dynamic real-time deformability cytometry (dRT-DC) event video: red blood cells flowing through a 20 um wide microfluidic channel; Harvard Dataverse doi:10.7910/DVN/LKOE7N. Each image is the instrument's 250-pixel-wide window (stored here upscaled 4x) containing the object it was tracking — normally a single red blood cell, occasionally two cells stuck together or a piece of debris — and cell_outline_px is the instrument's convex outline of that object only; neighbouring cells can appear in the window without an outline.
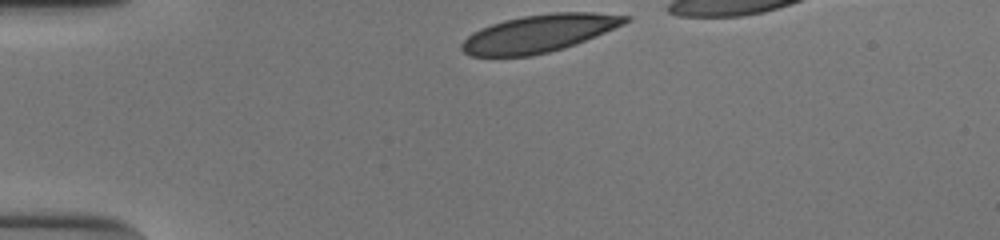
{"species": "human", "species_latin": "Homo sapiens", "temperature_condition": "cold", "stored_images_in_passage": 32, "camera_frame_rate_fps": 3000, "um_per_image_px": 0.085, "donor": {"sex": "male"}, "frame": {"image": 1, "passage_image": 1, "time_ms": 0.0, "image_size_px": [1000, 240], "cell_outline_px": [[632, 20], [624, 24], [596, 36], [576, 44], [564, 48], [532, 56], [472, 56], [464, 52], [460, 48], [460, 44], [472, 32], [480, 28], [504, 20], [524, 16], [552, 12], [592, 12], [632, 16]], "centroid_in_image_um": [45.84, 2.83], "position_along_channel_um": 39.2, "area_um2": 35.84}}
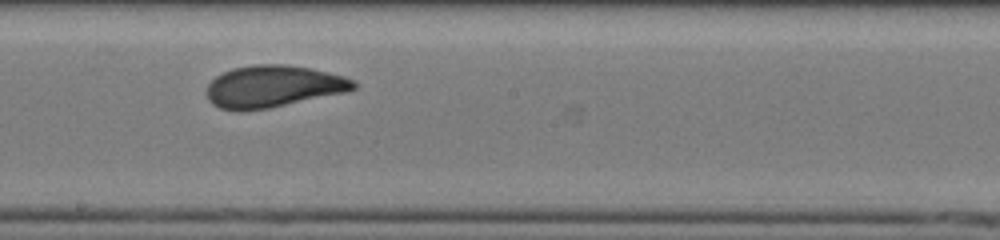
{"frame": {"image": 2, "passage_image": 19, "time_ms": 6.0, "image_size_px": [1000, 240], "cell_outline_px": [[356, 88], [348, 92], [268, 108], [240, 112], [220, 108], [212, 104], [208, 100], [204, 92], [208, 84], [216, 76], [232, 68], [256, 64], [288, 64], [308, 68], [344, 76], [356, 80]], "centroid_in_image_um": [23.19, 7.35], "position_along_channel_um": 225.0, "area_um2": 36.24}}
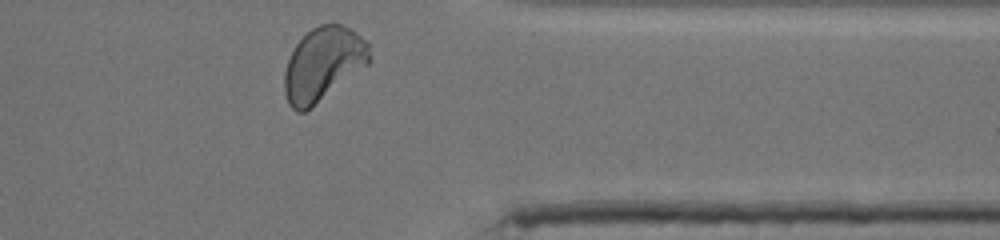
{"frame": {"image": 3, "passage_image": 32, "time_ms": 10.333, "image_size_px": [1000, 240], "cell_outline_px": [[372, 60], [368, 64], [304, 112], [296, 112], [288, 104], [284, 92], [284, 72], [288, 60], [296, 44], [312, 28], [320, 24], [340, 24], [352, 28], [368, 40]], "centroid_in_image_um": [27.49, 5.42], "position_along_channel_um": 383.9, "area_um2": 36.36}, "authors_computed_cell_mechanics": {"area_um2": 35.8071, "velocity_mm_per_s": 3.826, "shape_relaxation_time_tau1_ms": 4.5249, "shape_relaxation_time_tau2_ms": 0.7877, "deformation_change_tau1": 0.1535, "deformation_change_tau2": 0.041}}